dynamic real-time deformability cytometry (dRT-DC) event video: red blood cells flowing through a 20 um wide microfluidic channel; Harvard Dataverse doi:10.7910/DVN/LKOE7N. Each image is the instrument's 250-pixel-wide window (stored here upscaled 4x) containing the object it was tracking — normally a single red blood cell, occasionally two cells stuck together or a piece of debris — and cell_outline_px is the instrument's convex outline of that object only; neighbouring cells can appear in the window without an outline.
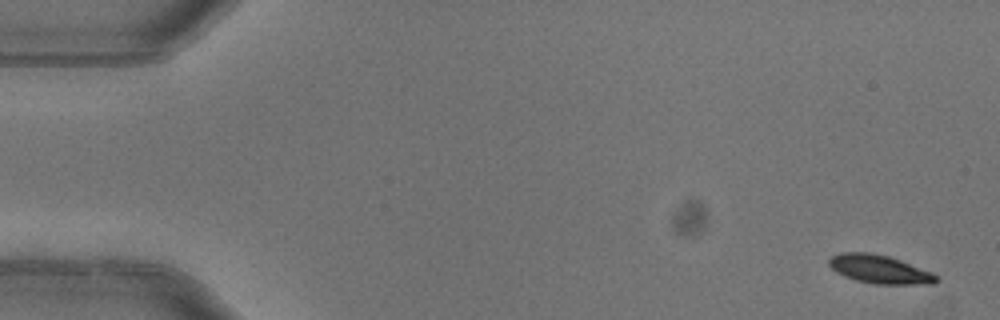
{"species": "common noctule bat (a hibernating species)", "species_latin": "Nyctalus noctula", "temperature_condition": "warm", "stored_images_in_passage": 5, "camera_frame_rate_fps": 3000, "um_per_image_px": 0.085, "animal": {"sex": "female"}, "frame": {"image": 1, "passage_image": 1, "time_ms": 0.0, "image_size_px": [1000, 320], "cell_outline_px": [[940, 280], [936, 284], [876, 284], [856, 280], [844, 276], [836, 272], [828, 264], [828, 260], [832, 256], [840, 252], [868, 252], [888, 256], [900, 260], [932, 272], [940, 276]], "centroid_in_image_um": [74.8, 22.89], "position_along_channel_um": 10.2, "area_um2": 17.92}}
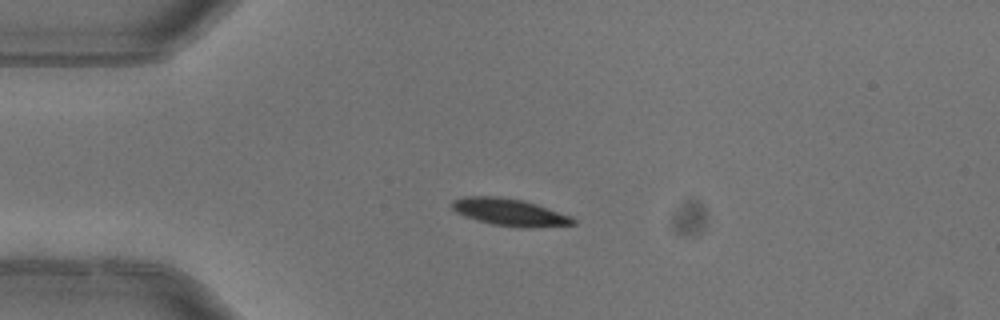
{"frame": {"image": 2, "passage_image": 4, "time_ms": 1.0, "image_size_px": [1000, 320], "cell_outline_px": [[576, 224], [532, 228], [524, 228], [492, 224], [476, 220], [464, 216], [456, 212], [452, 208], [452, 200], [464, 196], [496, 196], [524, 200], [572, 216], [576, 220]], "centroid_in_image_um": [43.33, 18.04], "position_along_channel_um": 41.7, "area_um2": 19.31}}